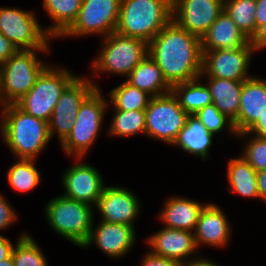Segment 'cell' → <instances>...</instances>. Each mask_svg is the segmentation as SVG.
<instances>
[{
	"label": "cell",
	"instance_id": "1",
	"mask_svg": "<svg viewBox=\"0 0 266 266\" xmlns=\"http://www.w3.org/2000/svg\"><path fill=\"white\" fill-rule=\"evenodd\" d=\"M148 54L172 87L201 75V39L171 20L149 43Z\"/></svg>",
	"mask_w": 266,
	"mask_h": 266
},
{
	"label": "cell",
	"instance_id": "2",
	"mask_svg": "<svg viewBox=\"0 0 266 266\" xmlns=\"http://www.w3.org/2000/svg\"><path fill=\"white\" fill-rule=\"evenodd\" d=\"M0 136L15 159L36 160L52 141L49 122L27 114L16 104L1 106Z\"/></svg>",
	"mask_w": 266,
	"mask_h": 266
},
{
	"label": "cell",
	"instance_id": "3",
	"mask_svg": "<svg viewBox=\"0 0 266 266\" xmlns=\"http://www.w3.org/2000/svg\"><path fill=\"white\" fill-rule=\"evenodd\" d=\"M172 20V0H121L116 33L149 43Z\"/></svg>",
	"mask_w": 266,
	"mask_h": 266
},
{
	"label": "cell",
	"instance_id": "4",
	"mask_svg": "<svg viewBox=\"0 0 266 266\" xmlns=\"http://www.w3.org/2000/svg\"><path fill=\"white\" fill-rule=\"evenodd\" d=\"M100 40L101 48L90 63L93 72L89 75L96 89L101 87L93 79L94 76L97 79L101 74L108 73L126 78L148 54V43L138 38L114 32Z\"/></svg>",
	"mask_w": 266,
	"mask_h": 266
},
{
	"label": "cell",
	"instance_id": "5",
	"mask_svg": "<svg viewBox=\"0 0 266 266\" xmlns=\"http://www.w3.org/2000/svg\"><path fill=\"white\" fill-rule=\"evenodd\" d=\"M103 94L101 89H95L81 104L73 129L60 143L67 157L85 158L98 139L110 109L108 98Z\"/></svg>",
	"mask_w": 266,
	"mask_h": 266
},
{
	"label": "cell",
	"instance_id": "6",
	"mask_svg": "<svg viewBox=\"0 0 266 266\" xmlns=\"http://www.w3.org/2000/svg\"><path fill=\"white\" fill-rule=\"evenodd\" d=\"M44 216L51 230L81 248L87 241L94 218L93 206L60 194L44 206Z\"/></svg>",
	"mask_w": 266,
	"mask_h": 266
},
{
	"label": "cell",
	"instance_id": "7",
	"mask_svg": "<svg viewBox=\"0 0 266 266\" xmlns=\"http://www.w3.org/2000/svg\"><path fill=\"white\" fill-rule=\"evenodd\" d=\"M51 50H18L0 66V104H15L35 85L50 64L39 57Z\"/></svg>",
	"mask_w": 266,
	"mask_h": 266
},
{
	"label": "cell",
	"instance_id": "8",
	"mask_svg": "<svg viewBox=\"0 0 266 266\" xmlns=\"http://www.w3.org/2000/svg\"><path fill=\"white\" fill-rule=\"evenodd\" d=\"M76 75L64 66L50 63L35 85L15 104L27 114L49 122L61 94Z\"/></svg>",
	"mask_w": 266,
	"mask_h": 266
},
{
	"label": "cell",
	"instance_id": "9",
	"mask_svg": "<svg viewBox=\"0 0 266 266\" xmlns=\"http://www.w3.org/2000/svg\"><path fill=\"white\" fill-rule=\"evenodd\" d=\"M32 10L0 6V33L18 50H51L54 40Z\"/></svg>",
	"mask_w": 266,
	"mask_h": 266
},
{
	"label": "cell",
	"instance_id": "10",
	"mask_svg": "<svg viewBox=\"0 0 266 266\" xmlns=\"http://www.w3.org/2000/svg\"><path fill=\"white\" fill-rule=\"evenodd\" d=\"M189 116L172 92L152 97L145 109V137L172 146Z\"/></svg>",
	"mask_w": 266,
	"mask_h": 266
},
{
	"label": "cell",
	"instance_id": "11",
	"mask_svg": "<svg viewBox=\"0 0 266 266\" xmlns=\"http://www.w3.org/2000/svg\"><path fill=\"white\" fill-rule=\"evenodd\" d=\"M121 0H82L78 17L72 26L60 37L86 38L106 37L116 31Z\"/></svg>",
	"mask_w": 266,
	"mask_h": 266
},
{
	"label": "cell",
	"instance_id": "12",
	"mask_svg": "<svg viewBox=\"0 0 266 266\" xmlns=\"http://www.w3.org/2000/svg\"><path fill=\"white\" fill-rule=\"evenodd\" d=\"M254 54L251 43L236 49L202 50L200 77L245 81L253 76L249 68Z\"/></svg>",
	"mask_w": 266,
	"mask_h": 266
},
{
	"label": "cell",
	"instance_id": "13",
	"mask_svg": "<svg viewBox=\"0 0 266 266\" xmlns=\"http://www.w3.org/2000/svg\"><path fill=\"white\" fill-rule=\"evenodd\" d=\"M96 89L89 76L77 75L61 94L49 121L50 137L59 144L68 136L83 101Z\"/></svg>",
	"mask_w": 266,
	"mask_h": 266
},
{
	"label": "cell",
	"instance_id": "14",
	"mask_svg": "<svg viewBox=\"0 0 266 266\" xmlns=\"http://www.w3.org/2000/svg\"><path fill=\"white\" fill-rule=\"evenodd\" d=\"M82 159L73 158V164L61 174L62 195L95 207L106 184L99 169Z\"/></svg>",
	"mask_w": 266,
	"mask_h": 266
},
{
	"label": "cell",
	"instance_id": "15",
	"mask_svg": "<svg viewBox=\"0 0 266 266\" xmlns=\"http://www.w3.org/2000/svg\"><path fill=\"white\" fill-rule=\"evenodd\" d=\"M136 238L138 237L134 226L100 220L97 225L93 222L90 235L81 249H88L94 245L104 255L118 260L130 253L136 244Z\"/></svg>",
	"mask_w": 266,
	"mask_h": 266
},
{
	"label": "cell",
	"instance_id": "16",
	"mask_svg": "<svg viewBox=\"0 0 266 266\" xmlns=\"http://www.w3.org/2000/svg\"><path fill=\"white\" fill-rule=\"evenodd\" d=\"M224 10V0H172V20L200 39Z\"/></svg>",
	"mask_w": 266,
	"mask_h": 266
},
{
	"label": "cell",
	"instance_id": "17",
	"mask_svg": "<svg viewBox=\"0 0 266 266\" xmlns=\"http://www.w3.org/2000/svg\"><path fill=\"white\" fill-rule=\"evenodd\" d=\"M141 206L140 199L131 189L120 185H106L94 209L99 212L101 221L136 228L134 224L141 212Z\"/></svg>",
	"mask_w": 266,
	"mask_h": 266
},
{
	"label": "cell",
	"instance_id": "18",
	"mask_svg": "<svg viewBox=\"0 0 266 266\" xmlns=\"http://www.w3.org/2000/svg\"><path fill=\"white\" fill-rule=\"evenodd\" d=\"M150 252L186 264L200 256L195 243L194 232L162 227L145 239Z\"/></svg>",
	"mask_w": 266,
	"mask_h": 266
},
{
	"label": "cell",
	"instance_id": "19",
	"mask_svg": "<svg viewBox=\"0 0 266 266\" xmlns=\"http://www.w3.org/2000/svg\"><path fill=\"white\" fill-rule=\"evenodd\" d=\"M232 225L227 219L222 208L216 203H208L199 214L196 229L194 231L197 248L210 246L225 248L231 243Z\"/></svg>",
	"mask_w": 266,
	"mask_h": 266
},
{
	"label": "cell",
	"instance_id": "20",
	"mask_svg": "<svg viewBox=\"0 0 266 266\" xmlns=\"http://www.w3.org/2000/svg\"><path fill=\"white\" fill-rule=\"evenodd\" d=\"M266 115V78L254 75L243 81L238 117L233 121L237 134L247 132Z\"/></svg>",
	"mask_w": 266,
	"mask_h": 266
},
{
	"label": "cell",
	"instance_id": "21",
	"mask_svg": "<svg viewBox=\"0 0 266 266\" xmlns=\"http://www.w3.org/2000/svg\"><path fill=\"white\" fill-rule=\"evenodd\" d=\"M206 204L188 196H169L159 210L158 218L163 227L194 232Z\"/></svg>",
	"mask_w": 266,
	"mask_h": 266
},
{
	"label": "cell",
	"instance_id": "22",
	"mask_svg": "<svg viewBox=\"0 0 266 266\" xmlns=\"http://www.w3.org/2000/svg\"><path fill=\"white\" fill-rule=\"evenodd\" d=\"M249 43L224 10L201 38L202 50L236 49Z\"/></svg>",
	"mask_w": 266,
	"mask_h": 266
},
{
	"label": "cell",
	"instance_id": "23",
	"mask_svg": "<svg viewBox=\"0 0 266 266\" xmlns=\"http://www.w3.org/2000/svg\"><path fill=\"white\" fill-rule=\"evenodd\" d=\"M215 136L193 115L187 119L186 126L179 132L178 138L171 147L180 148L194 157L206 162L210 157V149Z\"/></svg>",
	"mask_w": 266,
	"mask_h": 266
},
{
	"label": "cell",
	"instance_id": "24",
	"mask_svg": "<svg viewBox=\"0 0 266 266\" xmlns=\"http://www.w3.org/2000/svg\"><path fill=\"white\" fill-rule=\"evenodd\" d=\"M211 94L213 104L218 110L234 121L238 117L243 81L227 80L216 77H200Z\"/></svg>",
	"mask_w": 266,
	"mask_h": 266
},
{
	"label": "cell",
	"instance_id": "25",
	"mask_svg": "<svg viewBox=\"0 0 266 266\" xmlns=\"http://www.w3.org/2000/svg\"><path fill=\"white\" fill-rule=\"evenodd\" d=\"M130 85L147 92L152 97L171 92V86L149 54L125 78Z\"/></svg>",
	"mask_w": 266,
	"mask_h": 266
},
{
	"label": "cell",
	"instance_id": "26",
	"mask_svg": "<svg viewBox=\"0 0 266 266\" xmlns=\"http://www.w3.org/2000/svg\"><path fill=\"white\" fill-rule=\"evenodd\" d=\"M226 169L230 194L260 201L257 171L241 155L228 160Z\"/></svg>",
	"mask_w": 266,
	"mask_h": 266
},
{
	"label": "cell",
	"instance_id": "27",
	"mask_svg": "<svg viewBox=\"0 0 266 266\" xmlns=\"http://www.w3.org/2000/svg\"><path fill=\"white\" fill-rule=\"evenodd\" d=\"M43 9L52 22L45 31L55 40L59 39L76 21L82 0H43Z\"/></svg>",
	"mask_w": 266,
	"mask_h": 266
},
{
	"label": "cell",
	"instance_id": "28",
	"mask_svg": "<svg viewBox=\"0 0 266 266\" xmlns=\"http://www.w3.org/2000/svg\"><path fill=\"white\" fill-rule=\"evenodd\" d=\"M171 92L189 115L213 103L210 91L200 77L172 86Z\"/></svg>",
	"mask_w": 266,
	"mask_h": 266
},
{
	"label": "cell",
	"instance_id": "29",
	"mask_svg": "<svg viewBox=\"0 0 266 266\" xmlns=\"http://www.w3.org/2000/svg\"><path fill=\"white\" fill-rule=\"evenodd\" d=\"M7 169L6 178L9 186L18 193L26 194L36 189L42 181V175L35 166L34 159H15Z\"/></svg>",
	"mask_w": 266,
	"mask_h": 266
},
{
	"label": "cell",
	"instance_id": "30",
	"mask_svg": "<svg viewBox=\"0 0 266 266\" xmlns=\"http://www.w3.org/2000/svg\"><path fill=\"white\" fill-rule=\"evenodd\" d=\"M108 94V105L111 110H145L152 98L147 92L124 81L112 88Z\"/></svg>",
	"mask_w": 266,
	"mask_h": 266
},
{
	"label": "cell",
	"instance_id": "31",
	"mask_svg": "<svg viewBox=\"0 0 266 266\" xmlns=\"http://www.w3.org/2000/svg\"><path fill=\"white\" fill-rule=\"evenodd\" d=\"M113 117L105 130L108 137H130L145 135V110H111Z\"/></svg>",
	"mask_w": 266,
	"mask_h": 266
},
{
	"label": "cell",
	"instance_id": "32",
	"mask_svg": "<svg viewBox=\"0 0 266 266\" xmlns=\"http://www.w3.org/2000/svg\"><path fill=\"white\" fill-rule=\"evenodd\" d=\"M255 9L254 0H224V11L249 40L256 33Z\"/></svg>",
	"mask_w": 266,
	"mask_h": 266
},
{
	"label": "cell",
	"instance_id": "33",
	"mask_svg": "<svg viewBox=\"0 0 266 266\" xmlns=\"http://www.w3.org/2000/svg\"><path fill=\"white\" fill-rule=\"evenodd\" d=\"M18 236L12 250L14 266H49L34 237L26 231Z\"/></svg>",
	"mask_w": 266,
	"mask_h": 266
},
{
	"label": "cell",
	"instance_id": "34",
	"mask_svg": "<svg viewBox=\"0 0 266 266\" xmlns=\"http://www.w3.org/2000/svg\"><path fill=\"white\" fill-rule=\"evenodd\" d=\"M215 137L218 133L227 131L229 137L237 138V132L234 128L233 121L226 115L222 114L212 103L198 110L193 114ZM231 135V136H230Z\"/></svg>",
	"mask_w": 266,
	"mask_h": 266
},
{
	"label": "cell",
	"instance_id": "35",
	"mask_svg": "<svg viewBox=\"0 0 266 266\" xmlns=\"http://www.w3.org/2000/svg\"><path fill=\"white\" fill-rule=\"evenodd\" d=\"M248 137V138H247ZM236 139H245L241 155L257 172L266 170V138L248 132L237 134ZM248 139V140H247Z\"/></svg>",
	"mask_w": 266,
	"mask_h": 266
},
{
	"label": "cell",
	"instance_id": "36",
	"mask_svg": "<svg viewBox=\"0 0 266 266\" xmlns=\"http://www.w3.org/2000/svg\"><path fill=\"white\" fill-rule=\"evenodd\" d=\"M5 197L0 193V232L15 225L19 215Z\"/></svg>",
	"mask_w": 266,
	"mask_h": 266
},
{
	"label": "cell",
	"instance_id": "37",
	"mask_svg": "<svg viewBox=\"0 0 266 266\" xmlns=\"http://www.w3.org/2000/svg\"><path fill=\"white\" fill-rule=\"evenodd\" d=\"M140 266H184V264L177 260L157 256L147 251L142 257Z\"/></svg>",
	"mask_w": 266,
	"mask_h": 266
},
{
	"label": "cell",
	"instance_id": "38",
	"mask_svg": "<svg viewBox=\"0 0 266 266\" xmlns=\"http://www.w3.org/2000/svg\"><path fill=\"white\" fill-rule=\"evenodd\" d=\"M18 51L3 34L0 33V66Z\"/></svg>",
	"mask_w": 266,
	"mask_h": 266
},
{
	"label": "cell",
	"instance_id": "39",
	"mask_svg": "<svg viewBox=\"0 0 266 266\" xmlns=\"http://www.w3.org/2000/svg\"><path fill=\"white\" fill-rule=\"evenodd\" d=\"M250 43L256 53L266 49V24L257 29L255 35L251 38Z\"/></svg>",
	"mask_w": 266,
	"mask_h": 266
},
{
	"label": "cell",
	"instance_id": "40",
	"mask_svg": "<svg viewBox=\"0 0 266 266\" xmlns=\"http://www.w3.org/2000/svg\"><path fill=\"white\" fill-rule=\"evenodd\" d=\"M14 243L3 234H0V261L9 258L12 255Z\"/></svg>",
	"mask_w": 266,
	"mask_h": 266
},
{
	"label": "cell",
	"instance_id": "41",
	"mask_svg": "<svg viewBox=\"0 0 266 266\" xmlns=\"http://www.w3.org/2000/svg\"><path fill=\"white\" fill-rule=\"evenodd\" d=\"M256 31L266 24V0H257L255 9Z\"/></svg>",
	"mask_w": 266,
	"mask_h": 266
},
{
	"label": "cell",
	"instance_id": "42",
	"mask_svg": "<svg viewBox=\"0 0 266 266\" xmlns=\"http://www.w3.org/2000/svg\"><path fill=\"white\" fill-rule=\"evenodd\" d=\"M257 185L260 201L266 205V170L257 172Z\"/></svg>",
	"mask_w": 266,
	"mask_h": 266
},
{
	"label": "cell",
	"instance_id": "43",
	"mask_svg": "<svg viewBox=\"0 0 266 266\" xmlns=\"http://www.w3.org/2000/svg\"><path fill=\"white\" fill-rule=\"evenodd\" d=\"M247 132L266 138V115L260 118Z\"/></svg>",
	"mask_w": 266,
	"mask_h": 266
},
{
	"label": "cell",
	"instance_id": "44",
	"mask_svg": "<svg viewBox=\"0 0 266 266\" xmlns=\"http://www.w3.org/2000/svg\"><path fill=\"white\" fill-rule=\"evenodd\" d=\"M184 266H221V265H218L216 261L214 262L211 258H208L201 254L199 257L184 264Z\"/></svg>",
	"mask_w": 266,
	"mask_h": 266
},
{
	"label": "cell",
	"instance_id": "45",
	"mask_svg": "<svg viewBox=\"0 0 266 266\" xmlns=\"http://www.w3.org/2000/svg\"><path fill=\"white\" fill-rule=\"evenodd\" d=\"M0 266H14V260L12 255L9 258L0 261Z\"/></svg>",
	"mask_w": 266,
	"mask_h": 266
}]
</instances>
